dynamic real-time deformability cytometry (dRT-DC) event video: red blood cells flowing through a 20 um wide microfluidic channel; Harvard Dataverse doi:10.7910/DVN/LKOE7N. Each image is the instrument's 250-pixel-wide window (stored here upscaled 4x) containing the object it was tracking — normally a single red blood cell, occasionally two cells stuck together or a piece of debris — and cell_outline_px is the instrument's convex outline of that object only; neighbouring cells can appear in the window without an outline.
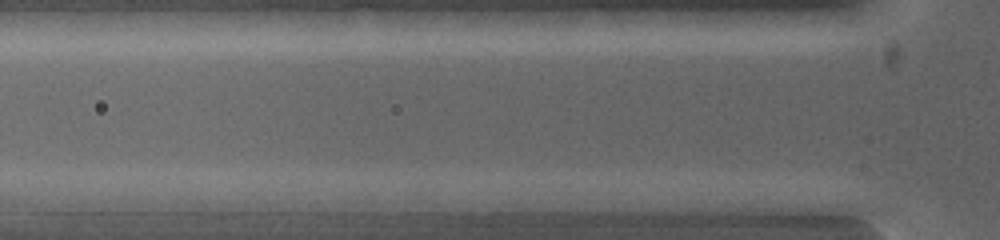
{"species": "common noctule bat (a hibernating species)", "species_latin": "Nyctalus noctula", "temperature_condition": "warm", "stored_images_in_passage": 4, "camera_frame_rate_fps": 5000, "um_per_image_px": 0.085, "animal": {"sex": "female", "body_mass_g": 19.0, "forearm_length_mm": 53.3}, "frame": {"image": 1, "passage_image": 2, "time_ms": 0.2, "image_size_px": [1000, 240], "cell_outline_px": [[600, 200], [576, 212], [496, 212], [496, 200], [560, 192], [568, 192]], "centroid_in_image_um": [46.37, 17.28], "position_along_channel_um": 79.4, "area_um2": 11.21}}